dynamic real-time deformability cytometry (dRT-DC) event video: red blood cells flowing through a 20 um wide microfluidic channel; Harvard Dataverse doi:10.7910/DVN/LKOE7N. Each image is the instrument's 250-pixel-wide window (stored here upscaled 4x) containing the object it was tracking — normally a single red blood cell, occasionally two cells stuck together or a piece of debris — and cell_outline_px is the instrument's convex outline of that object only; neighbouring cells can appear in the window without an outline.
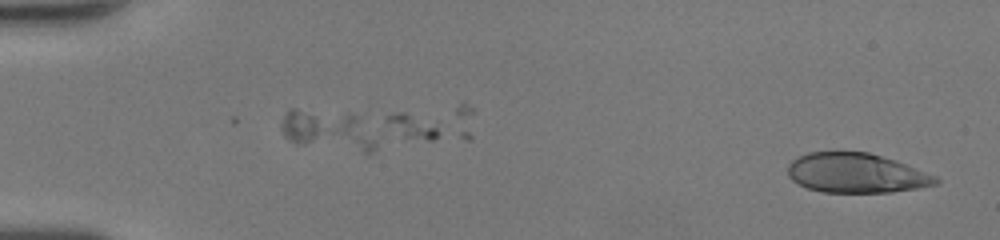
{"species": "human", "species_latin": "Homo sapiens", "temperature_condition": "room temperature", "stored_images_in_passage": 40, "camera_frame_rate_fps": 3000, "um_per_image_px": 0.085, "donor": {"sex": "female"}, "frame": {"image": 1, "passage_image": 1, "time_ms": 0.0, "image_size_px": [1000, 240], "cell_outline_px": [[940, 180], [936, 184], [916, 188], [892, 192], [824, 192], [808, 188], [792, 180], [788, 176], [788, 164], [792, 160], [808, 152], [868, 152], [896, 160], [936, 176]], "centroid_in_image_um": [72.77, 14.71], "position_along_channel_um": 12.2, "area_um2": 33.93}}
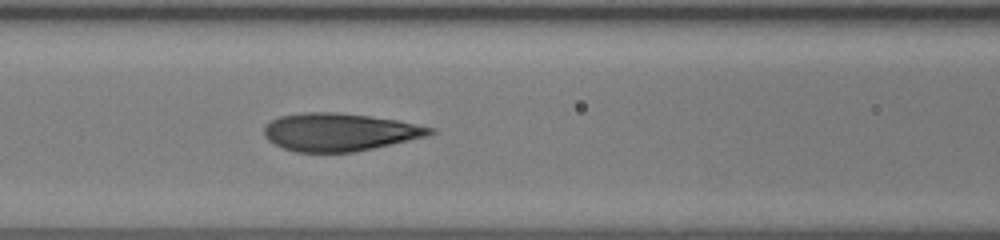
{"frame": {"image": 2, "passage_image": 20, "time_ms": 6.333, "image_size_px": [1000, 240], "cell_outline_px": [[436, 132], [428, 136], [392, 144], [352, 152], [296, 152], [284, 148], [268, 140], [264, 136], [264, 128], [272, 120], [280, 116], [304, 112], [336, 112], [368, 116], [396, 120], [436, 128]], "centroid_in_image_um": [28.88, 11.22], "position_along_channel_um": 137.7, "area_um2": 36.36}}
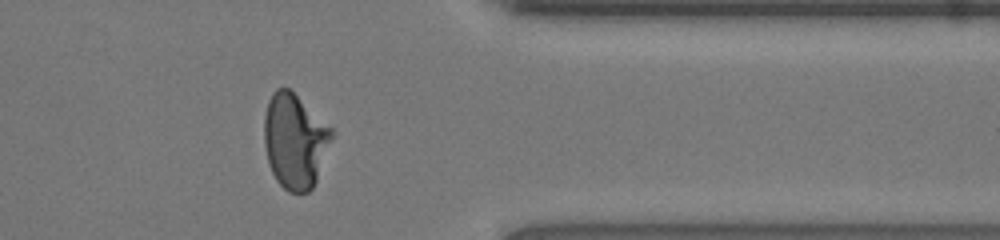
{"frame": {"image": 3, "passage_image": 38, "time_ms": 12.333, "image_size_px": [1000, 240], "cell_outline_px": [[332, 136], [316, 180], [312, 188], [308, 192], [288, 192], [276, 180], [268, 164], [264, 144], [264, 116], [268, 100], [272, 92], [276, 88], [288, 88], [332, 128]], "centroid_in_image_um": [25.02, 11.98], "position_along_channel_um": 386.4, "area_um2": 36.88}, "authors_computed_cell_mechanics": {"area_um2": 36.414, "velocity_mm_per_s": 4.3168, "shape_relaxation_time_tau1_ms": 5.6147, "shape_relaxation_time_tau2_ms": 0.6015, "deformation_change_tau1": 0.2665, "deformation_change_tau2": 0.0667}}